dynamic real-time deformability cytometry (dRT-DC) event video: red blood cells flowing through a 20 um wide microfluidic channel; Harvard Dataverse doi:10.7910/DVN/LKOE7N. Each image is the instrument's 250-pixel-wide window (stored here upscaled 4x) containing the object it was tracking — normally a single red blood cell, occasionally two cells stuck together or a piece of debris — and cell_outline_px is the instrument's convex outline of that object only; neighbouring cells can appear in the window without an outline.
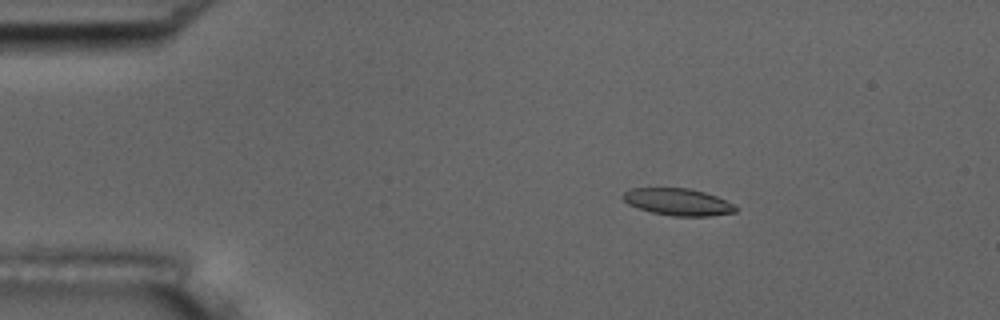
{"species": "common noctule bat (a hibernating species)", "species_latin": "Nyctalus noctula", "temperature_condition": "room temperature", "stored_images_in_passage": 54, "camera_frame_rate_fps": 3000, "um_per_image_px": 0.085, "animal": {"sex": "male", "body_mass_g": 17.5, "forearm_length_mm": 52.3}, "frame": {"image": 1, "passage_image": 9, "time_ms": 2.667, "image_size_px": [1000, 320], "cell_outline_px": [[740, 208], [736, 212], [708, 216], [672, 216], [652, 212], [628, 204], [620, 196], [624, 192], [632, 188], [688, 188], [704, 192], [716, 196]], "centroid_in_image_um": [57.62, 17.16], "position_along_channel_um": 27.4, "area_um2": 17.63}}
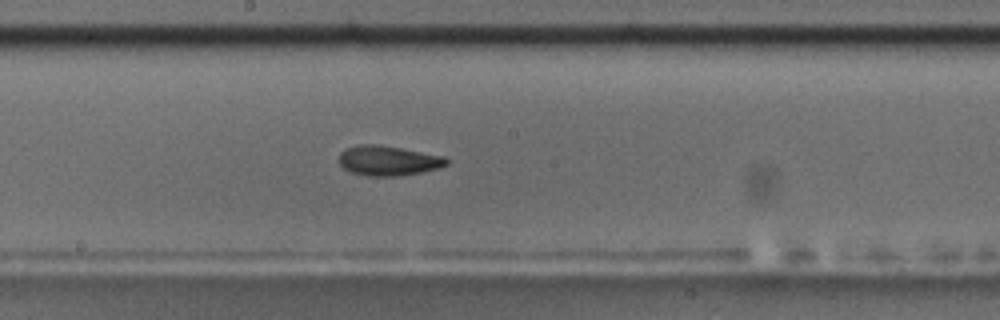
{"frame": {"image": 2, "passage_image": 29, "time_ms": 9.333, "image_size_px": [1000, 320], "cell_outline_px": [[448, 164], [440, 168], [400, 176], [368, 176], [352, 172], [344, 168], [336, 160], [340, 152], [344, 148], [360, 144], [376, 144], [400, 148], [444, 156], [448, 160]], "centroid_in_image_um": [32.96, 13.65], "position_along_channel_um": 215.2, "area_um2": 18.84}}
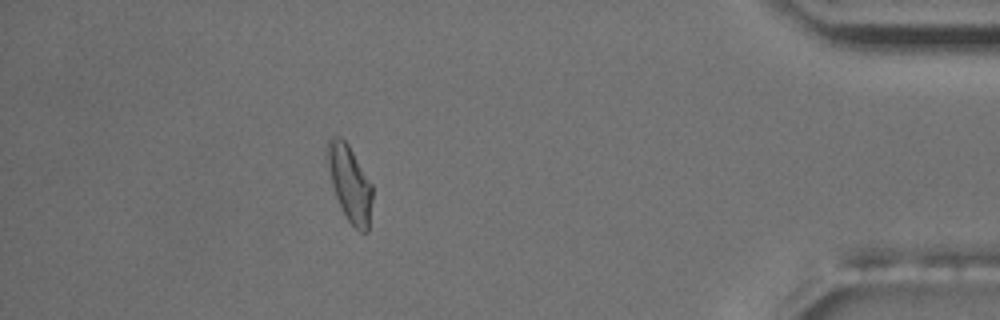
{"frame": {"image": 3, "passage_image": 48, "time_ms": 15.667, "image_size_px": [1000, 320], "cell_outline_px": [[372, 200], [368, 232], [360, 232], [348, 220], [336, 196], [332, 184], [324, 156], [324, 148], [328, 140], [332, 136], [340, 136], [348, 144], [372, 184]], "centroid_in_image_um": [29.69, 15.52], "position_along_channel_um": 405.5, "area_um2": 20.06}, "authors_computed_cell_mechanics": {"area_um2": 18.2648, "velocity_mm_per_s": 3.7484, "shape_relaxation_time_tau1_ms": 5.1228, "shape_relaxation_time_tau2_ms": 3.3062, "deformation_change_tau1": 0.1577, "deformation_change_tau2": 0.0977}}